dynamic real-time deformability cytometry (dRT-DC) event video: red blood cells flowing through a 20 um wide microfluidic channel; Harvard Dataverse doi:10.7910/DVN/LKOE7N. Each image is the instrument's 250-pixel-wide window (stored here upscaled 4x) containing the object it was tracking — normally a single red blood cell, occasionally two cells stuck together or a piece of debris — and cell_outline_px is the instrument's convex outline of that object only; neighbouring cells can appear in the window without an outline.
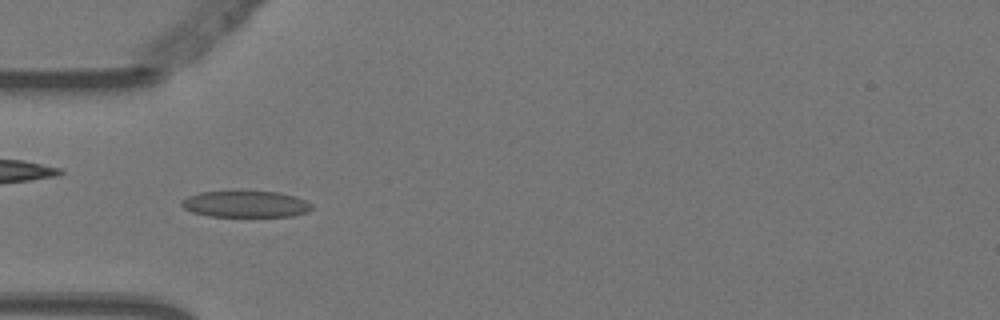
{"species": "Egyptian fruit bat (a non-hibernating species)", "species_latin": "Rousettus aegyptiacus", "temperature_condition": "warm", "stored_images_in_passage": 10, "camera_frame_rate_fps": 3000, "um_per_image_px": 0.085, "animal": {"sex": "female"}, "frame": {"image": 1, "passage_image": 5, "time_ms": 1.333, "image_size_px": [1000, 320], "cell_outline_px": [[312, 208], [308, 212], [292, 216], [208, 216], [192, 212], [184, 208], [180, 204], [180, 200], [188, 196], [200, 192], [280, 192], [296, 196], [312, 204]], "centroid_in_image_um": [20.87, 17.35], "position_along_channel_um": 64.1, "area_um2": 19.94}}
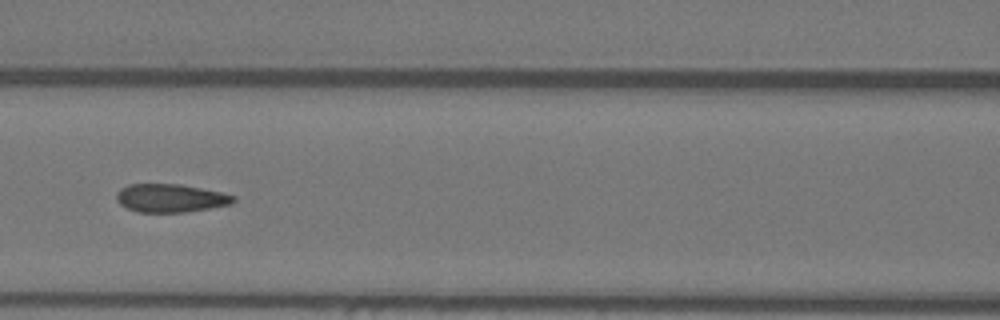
{"frame": {"image": 2, "passage_image": 7, "time_ms": 2.0, "image_size_px": [1000, 320], "cell_outline_px": [[236, 200], [232, 204], [184, 212], [136, 212], [120, 204], [116, 200], [116, 192], [120, 188], [128, 184], [180, 184], [220, 192], [236, 196]], "centroid_in_image_um": [14.47, 16.83], "position_along_channel_um": 152.1, "area_um2": 19.25}}
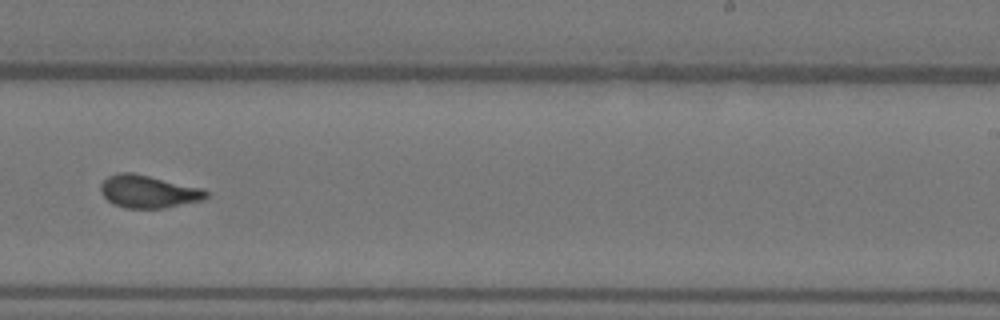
{"frame": {"image": 3, "passage_image": 10, "time_ms": 3.0, "image_size_px": [1000, 320], "cell_outline_px": [[208, 196], [204, 200], [164, 208], [124, 208], [112, 204], [100, 192], [100, 184], [108, 176], [116, 172], [132, 172], [204, 188], [208, 192]], "centroid_in_image_um": [12.61, 16.28], "position_along_channel_um": 276.4, "area_um2": 20.35}}